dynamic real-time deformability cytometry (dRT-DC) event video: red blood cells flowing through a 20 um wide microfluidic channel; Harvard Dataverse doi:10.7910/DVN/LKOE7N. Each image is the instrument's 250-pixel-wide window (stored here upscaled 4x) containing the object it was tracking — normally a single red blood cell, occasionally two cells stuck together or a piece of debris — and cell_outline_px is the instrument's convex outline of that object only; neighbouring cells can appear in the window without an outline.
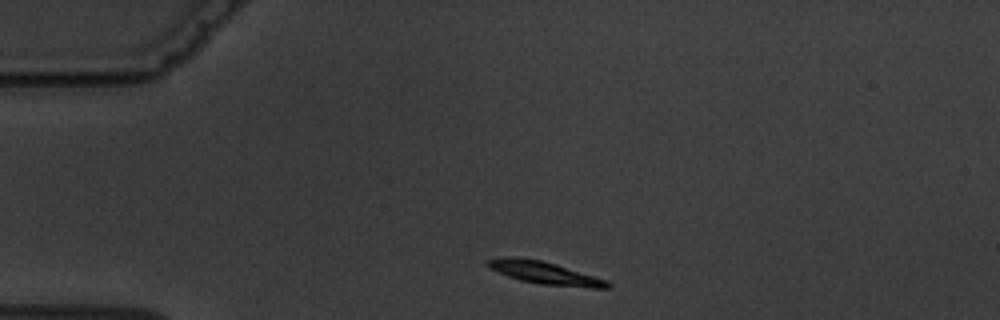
{"species": "common noctule bat (a hibernating species)", "species_latin": "Nyctalus noctula", "temperature_condition": "warm", "stored_images_in_passage": 2, "camera_frame_rate_fps": 3000, "um_per_image_px": 0.085, "animal": {"sex": "male", "body_mass_g": 19.5, "forearm_length_mm": 54.6}, "frame": {"image": 1, "passage_image": 1, "time_ms": 0.0, "image_size_px": [1000, 320], "cell_outline_px": [[612, 288], [592, 288], [540, 284], [520, 280], [508, 276], [488, 268], [484, 264], [488, 260], [540, 260], [556, 264], [608, 280], [612, 284]], "centroid_in_image_um": [46.47, 23.26], "position_along_channel_um": 38.5, "area_um2": 15.03}}